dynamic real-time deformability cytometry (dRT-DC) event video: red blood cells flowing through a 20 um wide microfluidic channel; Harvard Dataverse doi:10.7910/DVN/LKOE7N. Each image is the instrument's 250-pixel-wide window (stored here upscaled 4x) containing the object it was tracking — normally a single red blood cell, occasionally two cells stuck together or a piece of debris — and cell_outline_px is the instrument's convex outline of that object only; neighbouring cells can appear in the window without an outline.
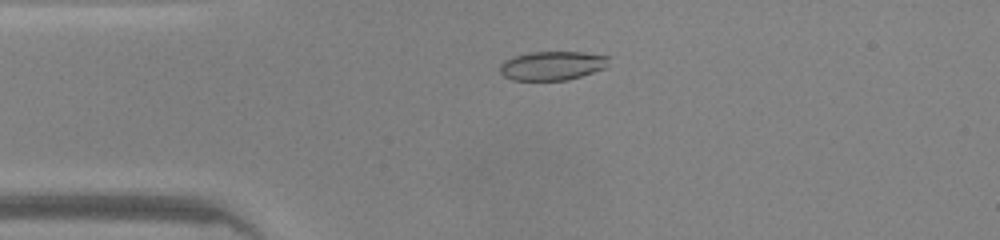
{"species": "common noctule bat (a hibernating species)", "species_latin": "Nyctalus noctula", "temperature_condition": "warm", "stored_images_in_passage": 48, "camera_frame_rate_fps": 3000, "um_per_image_px": 0.085, "animal": {"sex": "male", "body_mass_g": 20.0, "forearm_length_mm": 53.3}, "frame": {"image": 1, "passage_image": 11, "time_ms": 3.333, "image_size_px": [1000, 240], "cell_outline_px": [[608, 56], [604, 68], [568, 80], [512, 80], [504, 76], [500, 72], [500, 64], [504, 60], [512, 56], [532, 52], [584, 52]], "centroid_in_image_um": [46.87, 5.58], "position_along_channel_um": 38.1, "area_um2": 18.21}}
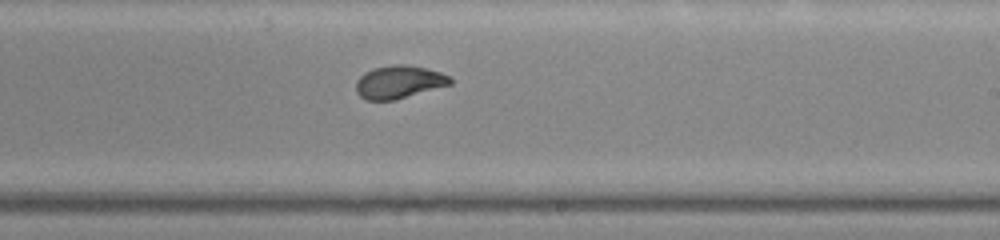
{"frame": {"image": 2, "passage_image": 28, "time_ms": 9.0, "image_size_px": [1000, 240], "cell_outline_px": [[452, 84], [392, 100], [368, 100], [360, 96], [356, 92], [356, 80], [364, 72], [372, 68], [396, 64], [404, 64], [424, 68], [440, 72], [448, 76], [452, 80]], "centroid_in_image_um": [33.87, 6.96], "position_along_channel_um": 255.1, "area_um2": 17.86}}
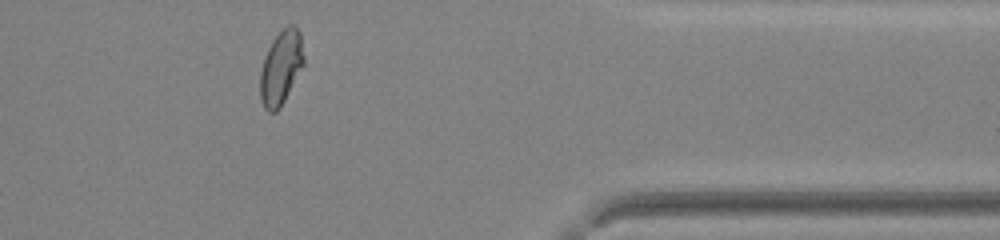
{"frame": {"image": 3, "passage_image": 39, "time_ms": 12.667, "image_size_px": [1000, 240], "cell_outline_px": [[304, 64], [280, 108], [276, 112], [268, 112], [264, 108], [260, 96], [260, 72], [264, 56], [272, 40], [288, 24], [292, 24], [300, 32], [304, 56]], "centroid_in_image_um": [23.87, 5.75], "position_along_channel_um": 387.5, "area_um2": 18.79}, "authors_computed_cell_mechanics": {"area_um2": 18.6694, "velocity_mm_per_s": 4.2668, "shape_relaxation_time_tau1_ms": 4.5644, "shape_relaxation_time_tau2_ms": 0.7639, "deformation_change_tau1": 0.1828, "deformation_change_tau2": 0.0504}}